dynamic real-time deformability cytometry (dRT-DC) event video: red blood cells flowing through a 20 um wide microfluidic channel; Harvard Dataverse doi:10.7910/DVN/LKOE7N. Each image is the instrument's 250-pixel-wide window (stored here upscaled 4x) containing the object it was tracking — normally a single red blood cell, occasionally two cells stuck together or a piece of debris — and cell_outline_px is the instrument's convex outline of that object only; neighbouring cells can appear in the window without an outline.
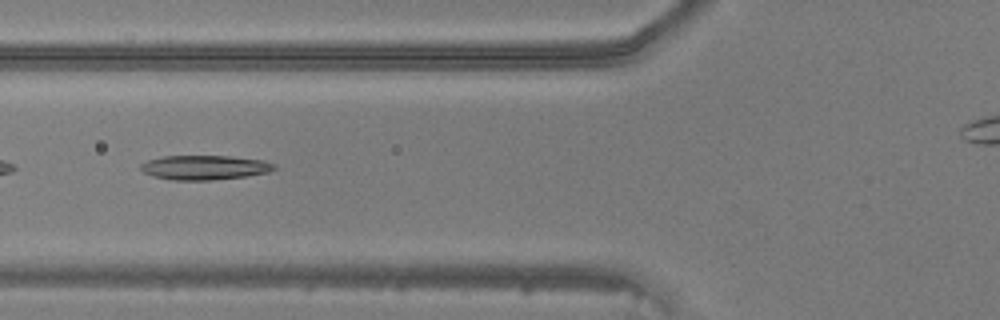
{"species": "common noctule bat (a hibernating species)", "species_latin": "Nyctalus noctula", "temperature_condition": "warm", "stored_images_in_passage": 19, "camera_frame_rate_fps": 3000, "um_per_image_px": 0.085, "animal": {"sex": "male", "body_mass_g": 20.5, "forearm_length_mm": 52.5}, "frame": {"image": 1, "passage_image": 19, "time_ms": 6.0, "image_size_px": [1000, 320], "cell_outline_px": [[276, 168], [268, 172], [244, 176], [212, 180], [172, 180], [152, 176], [144, 172], [140, 168], [140, 164], [148, 160], [164, 156], [232, 156], [264, 160], [276, 164]], "centroid_in_image_um": [17.39, 14.23], "position_along_channel_um": 108.4, "area_um2": 19.02}}